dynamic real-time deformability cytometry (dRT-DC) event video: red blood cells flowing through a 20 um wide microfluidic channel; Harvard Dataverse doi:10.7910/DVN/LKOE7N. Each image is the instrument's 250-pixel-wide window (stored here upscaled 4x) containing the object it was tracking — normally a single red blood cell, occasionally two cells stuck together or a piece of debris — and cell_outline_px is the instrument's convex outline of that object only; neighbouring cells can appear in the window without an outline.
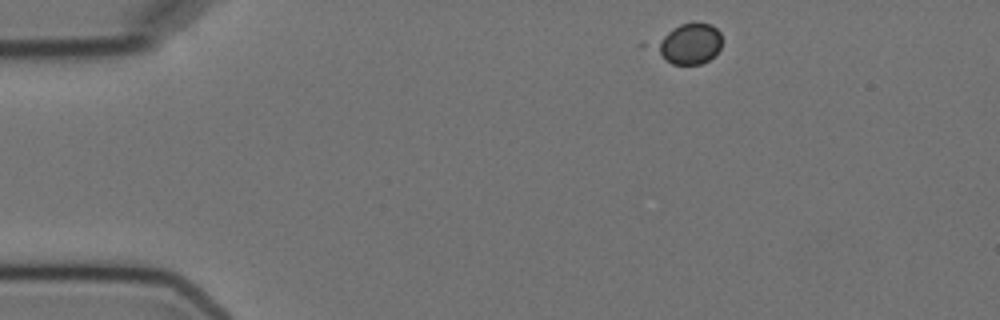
{"species": "Egyptian fruit bat (a non-hibernating species)", "species_latin": "Rousettus aegyptiacus", "temperature_condition": "cold", "stored_images_in_passage": 13, "camera_frame_rate_fps": 3000, "um_per_image_px": 0.085, "animal": {"sex": "female"}, "frame": {"image": 1, "passage_image": 1, "time_ms": 0.0, "image_size_px": [1000, 320], "cell_outline_px": [[720, 48], [708, 60], [700, 64], [672, 64], [664, 60], [656, 44], [672, 28], [680, 24], [712, 24], [720, 32]], "centroid_in_image_um": [58.64, 3.73], "position_along_channel_um": 26.4, "area_um2": 14.97}}
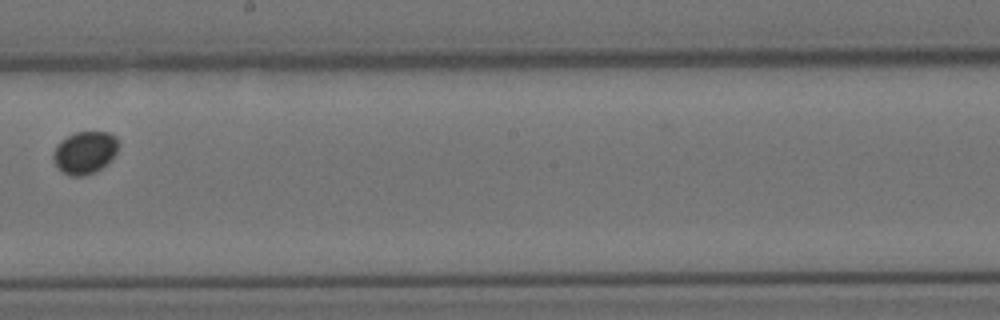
{"frame": {"image": 2, "passage_image": 7, "time_ms": 8.0, "image_size_px": [1000, 320], "cell_outline_px": [[116, 152], [96, 172], [84, 176], [72, 176], [64, 172], [56, 164], [52, 156], [52, 152], [56, 144], [60, 140], [76, 132], [108, 132], [116, 136]], "centroid_in_image_um": [7.16, 12.95], "position_along_channel_um": 241.0, "area_um2": 15.78}}
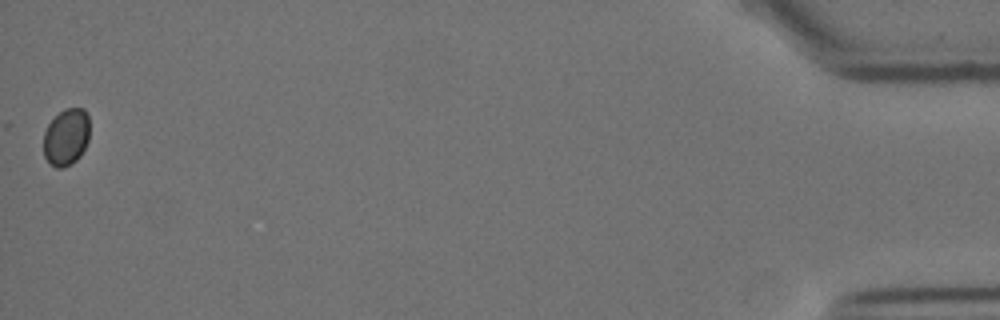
{"frame": {"image": 3, "passage_image": 13, "time_ms": 16.0, "image_size_px": [1000, 320], "cell_outline_px": [[88, 140], [80, 156], [76, 160], [64, 168], [56, 168], [44, 156], [44, 132], [48, 124], [64, 108], [84, 108], [88, 116]], "centroid_in_image_um": [5.63, 11.64], "position_along_channel_um": 429.6, "area_um2": 15.14}}